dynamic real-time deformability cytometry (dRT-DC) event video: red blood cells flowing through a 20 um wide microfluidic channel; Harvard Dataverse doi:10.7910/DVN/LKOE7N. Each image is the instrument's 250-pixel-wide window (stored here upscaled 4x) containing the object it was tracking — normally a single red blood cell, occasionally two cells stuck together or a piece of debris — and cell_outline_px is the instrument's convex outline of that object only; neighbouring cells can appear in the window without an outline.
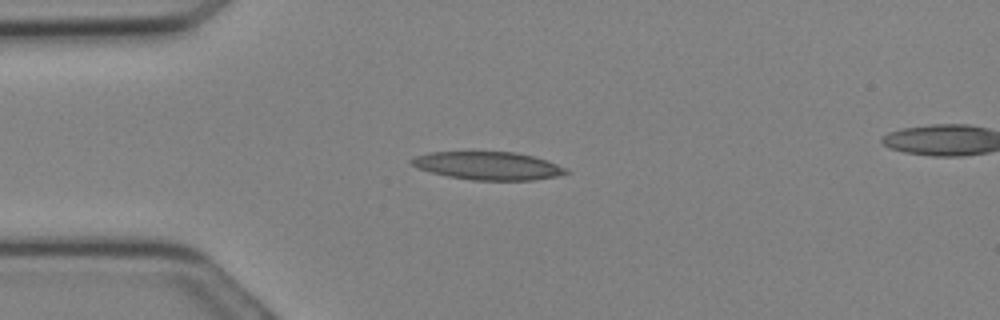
{"species": "Egyptian fruit bat (a non-hibernating species)", "species_latin": "Rousettus aegyptiacus", "temperature_condition": "cold", "stored_images_in_passage": 8, "camera_frame_rate_fps": 3000, "um_per_image_px": 0.085, "animal": {"sex": "female"}, "frame": {"image": 1, "passage_image": 1, "time_ms": 0.0, "image_size_px": [1000, 320], "cell_outline_px": [[572, 172], [556, 176], [532, 180], [472, 180], [448, 176], [432, 172], [420, 168], [412, 164], [408, 160], [416, 156], [428, 152], [516, 152], [548, 160], [568, 168]], "centroid_in_image_um": [41.54, 14.09], "position_along_channel_um": 43.5, "area_um2": 25.2}}
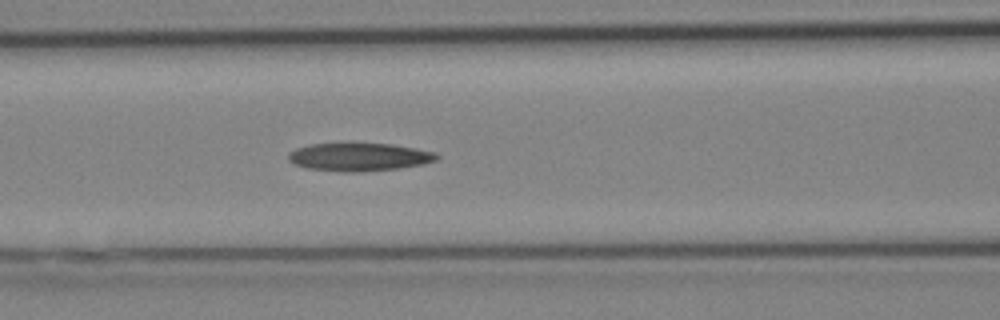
{"frame": {"image": 2, "passage_image": 6, "time_ms": 1.667, "image_size_px": [1000, 320], "cell_outline_px": [[440, 156], [436, 160], [424, 164], [400, 168], [360, 172], [340, 172], [308, 168], [292, 164], [288, 160], [288, 152], [296, 148], [308, 144], [392, 144], [416, 148], [436, 152]], "centroid_in_image_um": [30.52, 13.35], "position_along_channel_um": 136.1, "area_um2": 24.39}}
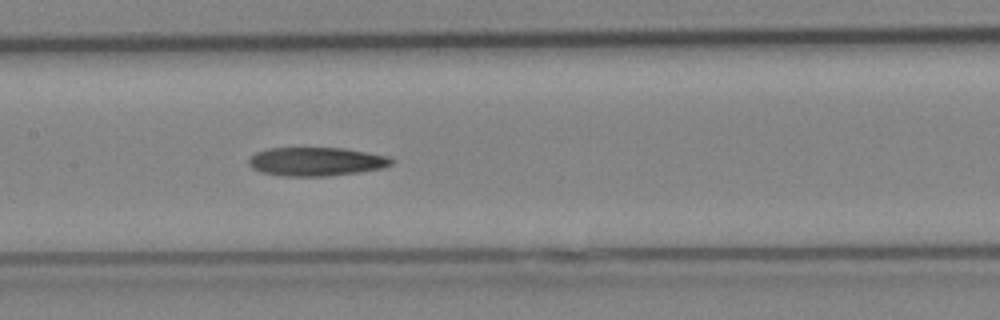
{"frame": {"image": 3, "passage_image": 8, "time_ms": 2.333, "image_size_px": [1000, 320], "cell_outline_px": [[396, 160], [392, 164], [384, 168], [356, 172], [324, 176], [284, 176], [260, 172], [252, 168], [248, 164], [248, 160], [256, 152], [268, 148], [344, 148], [392, 156]], "centroid_in_image_um": [26.92, 13.72], "position_along_channel_um": 180.5, "area_um2": 23.99}}